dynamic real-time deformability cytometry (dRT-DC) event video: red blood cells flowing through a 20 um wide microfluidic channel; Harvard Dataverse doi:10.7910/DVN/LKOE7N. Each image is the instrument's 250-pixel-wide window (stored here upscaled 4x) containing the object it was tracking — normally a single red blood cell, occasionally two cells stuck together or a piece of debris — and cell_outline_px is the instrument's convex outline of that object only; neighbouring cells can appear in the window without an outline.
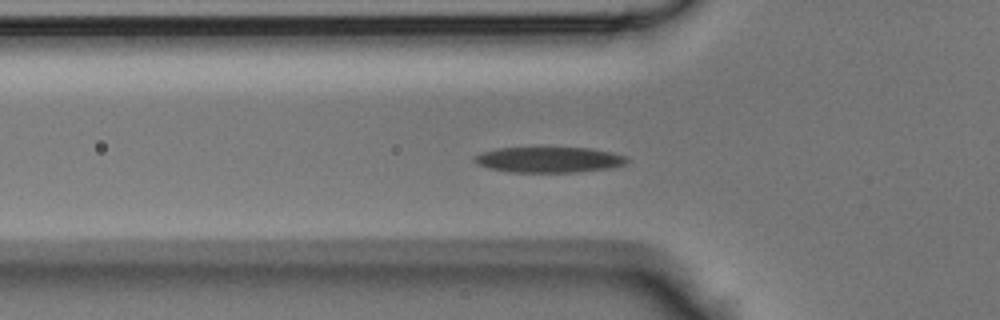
{"species": "Egyptian fruit bat (a non-hibernating species)", "species_latin": "Rousettus aegyptiacus", "temperature_condition": "room temperature", "stored_images_in_passage": 36, "segment_of_instrument_passage": [1, 2], "camera_frame_rate_fps": 3000, "um_per_image_px": 0.085, "animal": {"sex": "male"}, "frame": {"image": 1, "passage_image": 3, "time_ms": 0.667, "image_size_px": [1000, 320], "cell_outline_px": [[628, 160], [624, 164], [612, 168], [576, 172], [508, 172], [488, 168], [476, 164], [472, 160], [476, 156], [484, 152], [500, 148], [588, 148], [612, 152], [628, 156]], "centroid_in_image_um": [46.68, 13.58], "position_along_channel_um": 79.1, "area_um2": 22.72}}
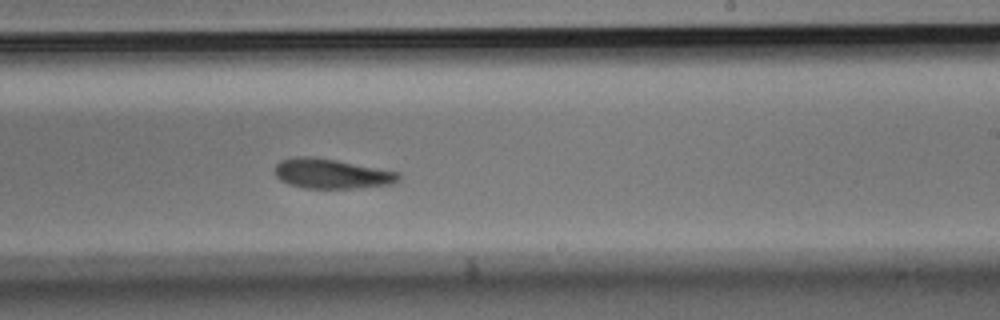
{"frame": {"image": 2, "passage_image": 16, "time_ms": 5.0, "image_size_px": [1000, 320], "cell_outline_px": [[400, 180], [396, 184], [360, 188], [304, 188], [288, 184], [280, 180], [276, 176], [276, 164], [280, 160], [296, 156], [312, 156], [336, 160], [400, 172]], "centroid_in_image_um": [28.22, 14.77], "position_along_channel_um": 260.8, "area_um2": 21.73}}
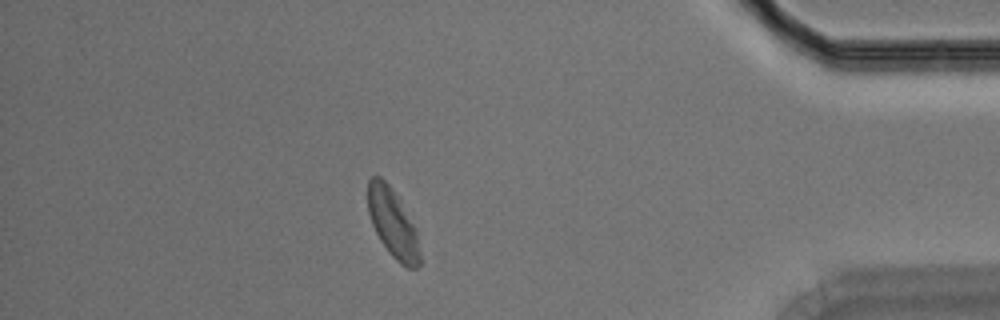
{"frame": {"image": 3, "passage_image": 29, "time_ms": 9.333, "image_size_px": [1000, 320], "cell_outline_px": [[420, 264], [416, 268], [408, 268], [400, 264], [388, 252], [380, 240], [372, 224], [368, 212], [368, 180], [372, 176], [380, 176], [388, 184], [396, 196], [412, 224], [416, 232], [420, 256]], "centroid_in_image_um": [33.36, 19.01], "position_along_channel_um": 401.8, "area_um2": 20.23}}